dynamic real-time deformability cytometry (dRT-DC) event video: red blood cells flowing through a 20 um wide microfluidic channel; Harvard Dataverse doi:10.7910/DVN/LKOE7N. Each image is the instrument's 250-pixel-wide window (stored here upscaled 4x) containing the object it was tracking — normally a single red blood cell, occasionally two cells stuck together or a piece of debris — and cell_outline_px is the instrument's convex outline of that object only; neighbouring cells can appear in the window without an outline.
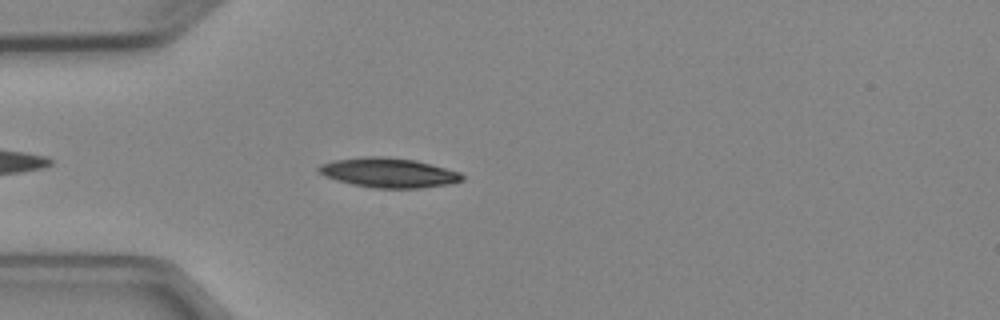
{"species": "Egyptian fruit bat (a non-hibernating species)", "species_latin": "Rousettus aegyptiacus", "temperature_condition": "cold", "stored_images_in_passage": 4, "camera_frame_rate_fps": 3000, "um_per_image_px": 0.085, "animal": {"sex": "female"}, "frame": {"image": 1, "passage_image": 4, "time_ms": 3.667, "image_size_px": [1000, 320], "cell_outline_px": [[464, 180], [448, 184], [420, 188], [372, 188], [352, 184], [336, 180], [324, 176], [316, 168], [320, 164], [336, 160], [368, 156], [384, 156], [416, 160], [460, 172], [464, 176]], "centroid_in_image_um": [33.03, 14.68], "position_along_channel_um": 52.0, "area_um2": 24.74}}